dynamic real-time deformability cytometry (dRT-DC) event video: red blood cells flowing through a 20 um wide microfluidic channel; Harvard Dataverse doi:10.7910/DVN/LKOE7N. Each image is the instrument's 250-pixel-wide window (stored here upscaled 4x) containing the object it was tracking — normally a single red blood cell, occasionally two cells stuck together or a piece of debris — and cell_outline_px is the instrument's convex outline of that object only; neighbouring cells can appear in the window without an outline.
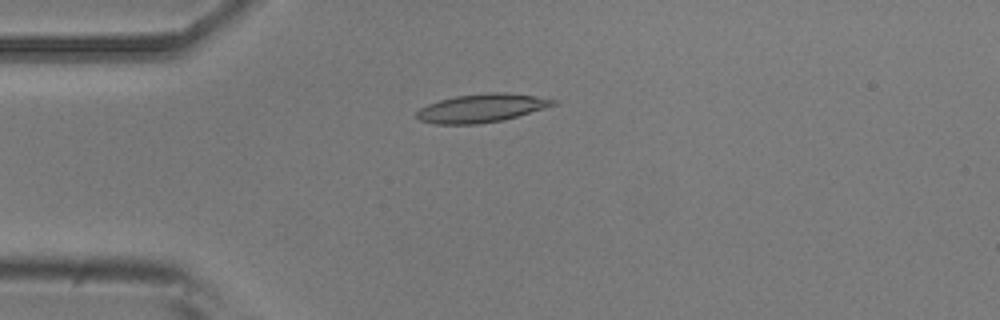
{"species": "common noctule bat (a hibernating species)", "species_latin": "Nyctalus noctula", "temperature_condition": "room temperature", "stored_images_in_passage": 7, "camera_frame_rate_fps": 3000, "um_per_image_px": 0.085, "animal": {"sex": "male", "body_mass_g": 20.5, "forearm_length_mm": 52.5}, "frame": {"image": 1, "passage_image": 5, "time_ms": 4.333, "image_size_px": [1000, 320], "cell_outline_px": [[560, 100], [556, 104], [504, 120], [476, 124], [436, 124], [420, 120], [416, 116], [416, 112], [420, 108], [428, 104], [440, 100], [456, 96], [488, 92], [504, 92], [536, 96]], "centroid_in_image_um": [40.94, 9.18], "position_along_channel_um": 44.1, "area_um2": 22.48}}
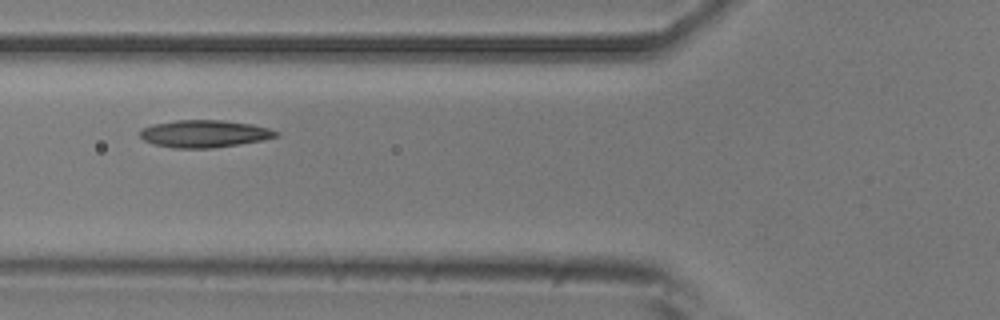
{"frame": {"image": 2, "passage_image": 7, "time_ms": 6.667, "image_size_px": [1000, 320], "cell_outline_px": [[280, 136], [264, 140], [212, 148], [172, 148], [152, 144], [144, 140], [140, 136], [140, 132], [144, 128], [152, 124], [176, 120], [224, 120], [252, 124], [268, 128], [280, 132]], "centroid_in_image_um": [17.39, 11.37], "position_along_channel_um": 108.4, "area_um2": 21.79}}